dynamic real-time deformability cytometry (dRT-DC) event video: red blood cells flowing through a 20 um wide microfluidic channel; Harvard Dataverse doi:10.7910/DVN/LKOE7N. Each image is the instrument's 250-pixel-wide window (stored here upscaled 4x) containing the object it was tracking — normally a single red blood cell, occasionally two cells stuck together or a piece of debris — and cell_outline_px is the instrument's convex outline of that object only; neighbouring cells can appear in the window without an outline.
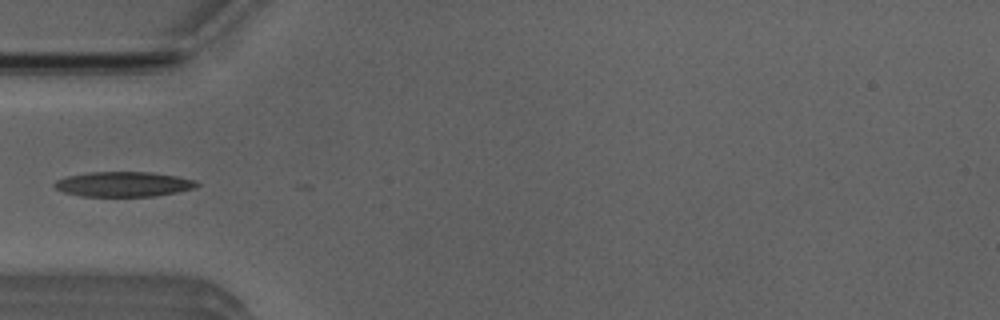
{"species": "Egyptian fruit bat (a non-hibernating species)", "species_latin": "Rousettus aegyptiacus", "temperature_condition": "room temperature", "stored_images_in_passage": 5, "camera_frame_rate_fps": 3000, "um_per_image_px": 0.085, "animal": {"sex": "male"}, "frame": {"image": 1, "passage_image": 5, "time_ms": 4.667, "image_size_px": [1000, 320], "cell_outline_px": [[200, 184], [196, 188], [156, 196], [80, 196], [64, 192], [56, 188], [52, 184], [56, 180], [68, 176], [92, 172], [152, 172], [176, 176], [196, 180]], "centroid_in_image_um": [10.52, 15.65], "position_along_channel_um": 74.5, "area_um2": 20.69}}